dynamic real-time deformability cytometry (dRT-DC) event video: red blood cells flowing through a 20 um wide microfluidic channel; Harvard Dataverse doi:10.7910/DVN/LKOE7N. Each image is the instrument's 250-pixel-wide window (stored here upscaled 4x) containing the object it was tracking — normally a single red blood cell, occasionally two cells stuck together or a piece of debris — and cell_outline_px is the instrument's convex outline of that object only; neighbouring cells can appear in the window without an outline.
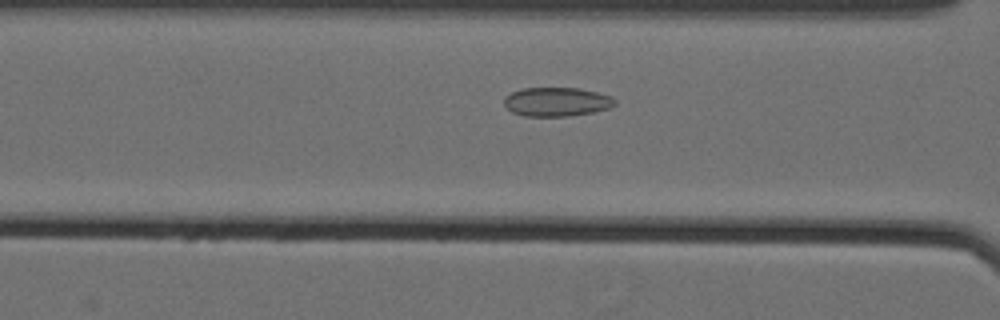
{"species": "Egyptian fruit bat (a non-hibernating species)", "species_latin": "Rousettus aegyptiacus", "temperature_condition": "cold", "stored_images_in_passage": 43, "camera_frame_rate_fps": 3000, "um_per_image_px": 0.085, "animal": {"sex": "female"}, "frame": {"image": 1, "passage_image": 16, "time_ms": 5.0, "image_size_px": [1000, 320], "cell_outline_px": [[616, 104], [608, 108], [592, 112], [568, 116], [524, 116], [512, 112], [504, 104], [504, 96], [520, 88], [580, 88], [612, 96], [616, 100]], "centroid_in_image_um": [47.3, 8.65], "position_along_channel_um": 119.3, "area_um2": 18.73}}
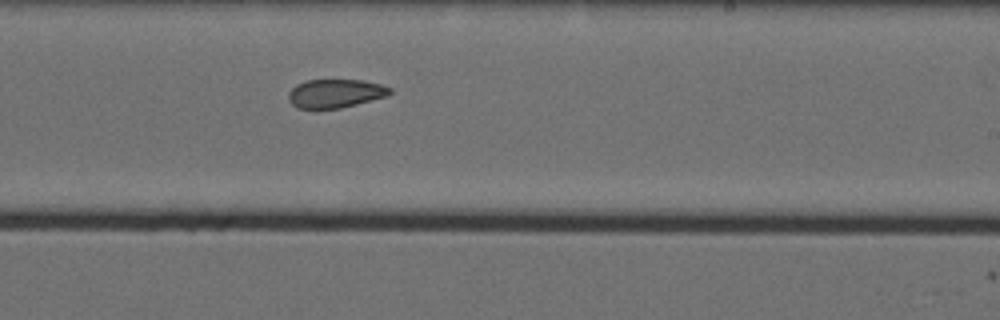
{"frame": {"image": 2, "passage_image": 28, "time_ms": 9.0, "image_size_px": [1000, 320], "cell_outline_px": [[392, 92], [388, 96], [340, 108], [296, 108], [288, 100], [288, 92], [296, 84], [308, 80], [364, 80], [380, 84], [392, 88]], "centroid_in_image_um": [28.51, 7.93], "position_along_channel_um": 260.5, "area_um2": 16.94}}
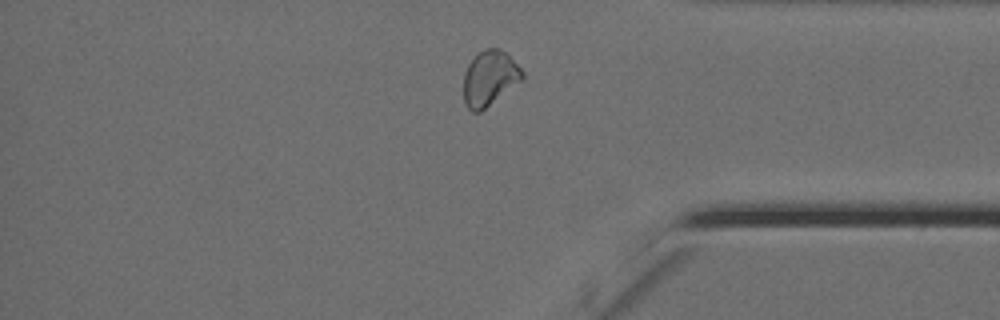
{"frame": {"image": 3, "passage_image": 40, "time_ms": 13.0, "image_size_px": [1000, 320], "cell_outline_px": [[524, 76], [520, 80], [480, 112], [472, 112], [464, 104], [464, 72], [468, 64], [484, 48], [500, 48], [508, 52], [524, 72]], "centroid_in_image_um": [41.61, 6.61], "position_along_channel_um": 393.6, "area_um2": 18.67}}